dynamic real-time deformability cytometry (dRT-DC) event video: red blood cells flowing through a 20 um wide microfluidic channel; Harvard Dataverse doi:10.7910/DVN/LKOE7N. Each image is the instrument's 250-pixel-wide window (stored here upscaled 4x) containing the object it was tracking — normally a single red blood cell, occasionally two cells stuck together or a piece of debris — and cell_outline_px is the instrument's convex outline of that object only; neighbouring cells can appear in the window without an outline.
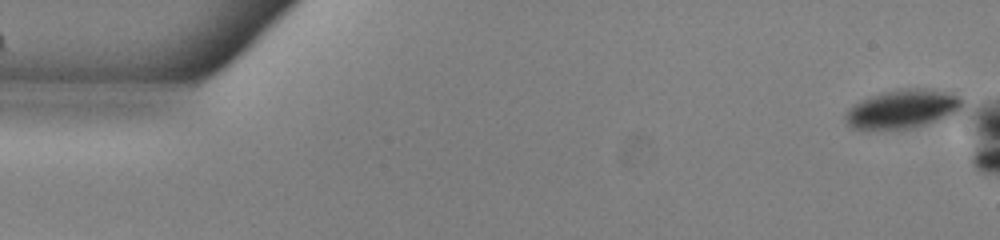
{"species": "common noctule bat (a hibernating species)", "species_latin": "Nyctalus noctula", "temperature_condition": "warm", "stored_images_in_passage": 8, "camera_frame_rate_fps": 3000, "um_per_image_px": 0.085, "animal": {"sex": "male", "body_mass_g": 13.0, "forearm_length_mm": 53.1}, "frame": {"image": 1, "passage_image": 1, "time_ms": 0.0, "image_size_px": [1000, 240], "cell_outline_px": [[968, 104], [956, 120], [912, 128], [852, 128], [844, 120], [844, 116], [848, 108], [852, 104], [860, 100], [884, 92], [900, 88], [928, 88], [952, 92], [964, 96], [968, 100]], "centroid_in_image_um": [77.0, 9.26], "position_along_channel_um": 8.0, "area_um2": 28.15}}